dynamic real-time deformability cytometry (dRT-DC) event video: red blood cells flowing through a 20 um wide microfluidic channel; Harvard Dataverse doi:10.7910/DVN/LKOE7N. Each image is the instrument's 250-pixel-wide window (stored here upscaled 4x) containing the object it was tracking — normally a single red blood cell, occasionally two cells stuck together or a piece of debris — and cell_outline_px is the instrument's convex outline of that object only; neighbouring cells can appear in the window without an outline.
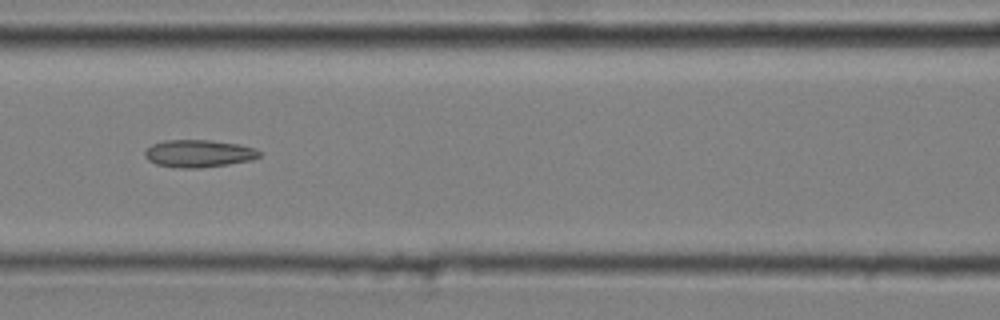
{"species": "common noctule bat (a hibernating species)", "species_latin": "Nyctalus noctula", "temperature_condition": "cold", "stored_images_in_passage": 7, "camera_frame_rate_fps": 3000, "um_per_image_px": 0.085, "animal": {"sex": "male", "body_mass_g": 20.4}, "frame": {"image": 1, "passage_image": 7, "time_ms": 2.0, "image_size_px": [1000, 320], "cell_outline_px": [[260, 156], [252, 160], [228, 164], [200, 168], [180, 168], [156, 164], [148, 160], [144, 156], [144, 152], [152, 144], [164, 140], [212, 140], [240, 144], [256, 148], [260, 152]], "centroid_in_image_um": [16.9, 13.04], "position_along_channel_um": 149.7, "area_um2": 18.44}}